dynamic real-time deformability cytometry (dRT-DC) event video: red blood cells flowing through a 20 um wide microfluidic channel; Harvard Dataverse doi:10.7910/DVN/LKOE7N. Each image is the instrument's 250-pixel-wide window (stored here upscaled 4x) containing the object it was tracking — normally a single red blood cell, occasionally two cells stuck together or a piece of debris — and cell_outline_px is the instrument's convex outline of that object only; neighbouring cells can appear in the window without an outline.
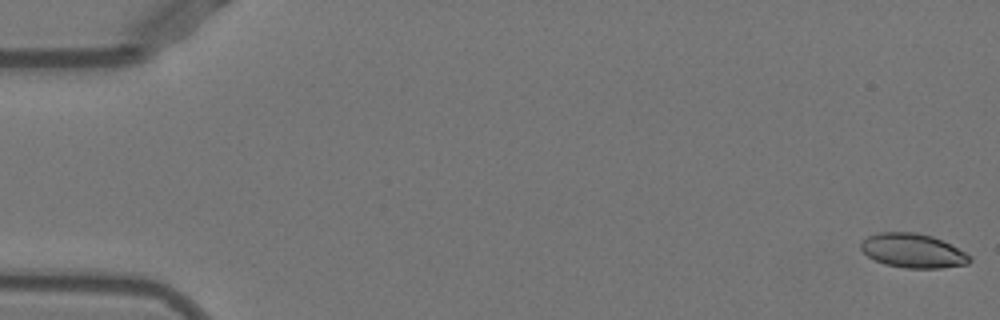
{"species": "Egyptian fruit bat (a non-hibernating species)", "species_latin": "Rousettus aegyptiacus", "temperature_condition": "warm", "stored_images_in_passage": 52, "camera_frame_rate_fps": 3000, "um_per_image_px": 0.085, "animal": {"sex": "female"}, "frame": {"image": 1, "passage_image": 1, "time_ms": 0.0, "image_size_px": [1000, 320], "cell_outline_px": [[972, 260], [968, 264], [940, 268], [904, 268], [884, 264], [868, 256], [860, 248], [860, 240], [868, 236], [880, 232], [916, 232], [932, 236], [972, 256]], "centroid_in_image_um": [77.57, 21.31], "position_along_channel_um": 7.4, "area_um2": 21.62}}
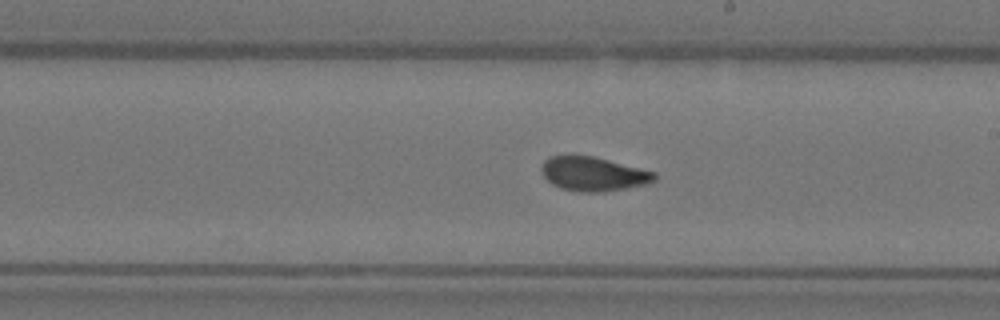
{"frame": {"image": 2, "passage_image": 30, "time_ms": 9.667, "image_size_px": [1000, 320], "cell_outline_px": [[656, 180], [648, 184], [604, 192], [580, 192], [560, 188], [552, 184], [544, 176], [540, 168], [544, 160], [548, 156], [572, 152], [576, 152], [596, 156], [656, 172]], "centroid_in_image_um": [50.39, 14.73], "position_along_channel_um": 238.6, "area_um2": 23.41}}
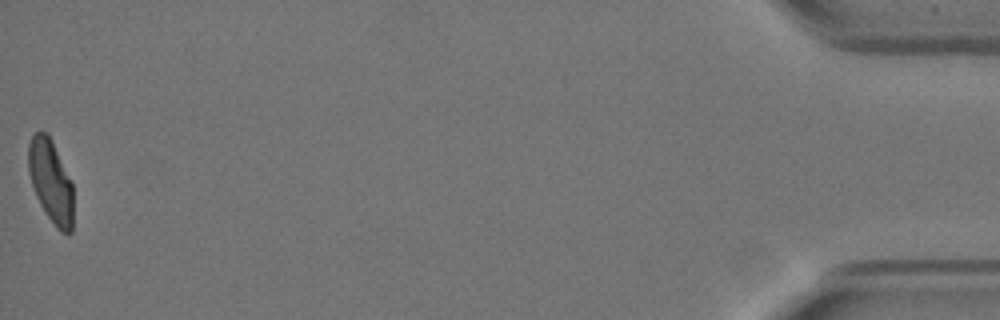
{"frame": {"image": 3, "passage_image": 52, "time_ms": 17.0, "image_size_px": [1000, 320], "cell_outline_px": [[72, 232], [68, 236], [60, 232], [56, 228], [44, 212], [36, 196], [28, 172], [28, 144], [32, 136], [36, 132], [48, 132], [52, 140], [72, 184]], "centroid_in_image_um": [4.31, 15.44], "position_along_channel_um": 430.9, "area_um2": 21.73}, "authors_computed_cell_mechanics": {"area_um2": 22.2819, "velocity_mm_per_s": 3.9315, "shape_relaxation_time_tau1_ms": 6.2786, "shape_relaxation_time_tau2_ms": 0.8558, "deformation_change_tau1": 0.1826, "deformation_change_tau2": 0.0656}}